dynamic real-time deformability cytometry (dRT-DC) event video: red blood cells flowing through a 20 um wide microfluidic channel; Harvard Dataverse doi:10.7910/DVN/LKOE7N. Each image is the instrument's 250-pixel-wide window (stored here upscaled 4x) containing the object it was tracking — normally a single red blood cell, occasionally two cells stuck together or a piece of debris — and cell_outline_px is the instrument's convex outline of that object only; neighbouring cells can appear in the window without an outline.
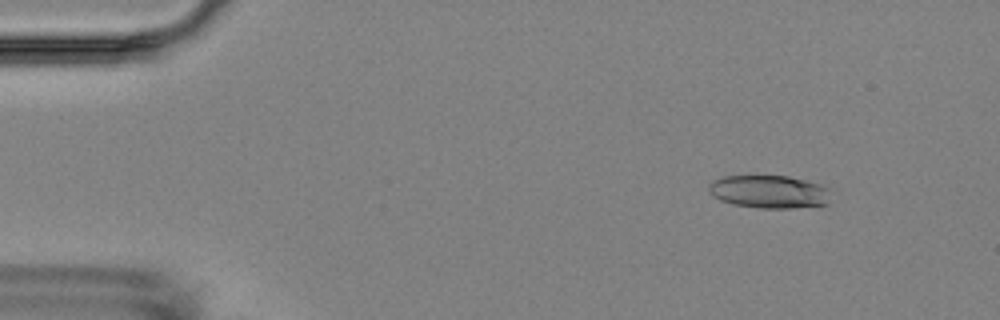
{"species": "Egyptian fruit bat (a non-hibernating species)", "species_latin": "Rousettus aegyptiacus", "temperature_condition": "room temperature", "stored_images_in_passage": 3, "camera_frame_rate_fps": 3000, "um_per_image_px": 0.085, "animal": {"sex": "female"}, "frame": {"image": 1, "passage_image": 1, "time_ms": 0.0, "image_size_px": [1000, 320], "cell_outline_px": [[828, 204], [792, 208], [760, 208], [736, 204], [720, 200], [712, 196], [708, 192], [708, 184], [712, 180], [724, 176], [788, 176], [820, 184], [828, 188]], "centroid_in_image_um": [65.33, 16.29], "position_along_channel_um": 19.7, "area_um2": 23.35}}